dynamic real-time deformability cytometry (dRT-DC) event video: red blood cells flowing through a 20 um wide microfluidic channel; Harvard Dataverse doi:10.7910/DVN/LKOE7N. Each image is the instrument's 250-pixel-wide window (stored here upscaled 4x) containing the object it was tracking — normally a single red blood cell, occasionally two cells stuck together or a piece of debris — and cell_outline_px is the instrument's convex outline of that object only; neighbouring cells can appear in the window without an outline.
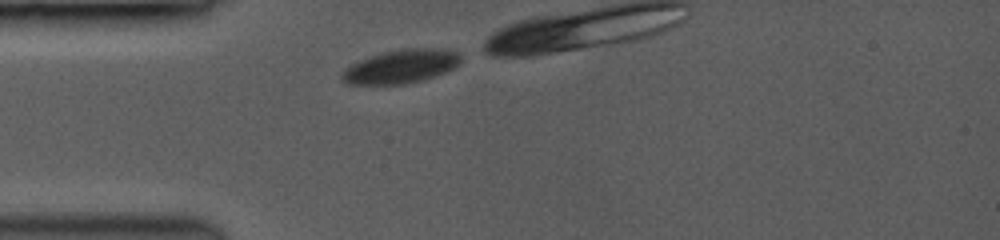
{"species": "common noctule bat (a hibernating species)", "species_latin": "Nyctalus noctula", "temperature_condition": "room temperature", "stored_images_in_passage": 9, "camera_frame_rate_fps": 3500, "um_per_image_px": 0.085, "animal": {"sex": "female", "body_mass_g": 19.0, "forearm_length_mm": 53.3}, "frame": {"image": 1, "passage_image": 1, "time_ms": 0.0, "image_size_px": [1000, 240], "cell_outline_px": [[460, 60], [452, 68], [444, 72], [420, 80], [396, 84], [352, 84], [344, 80], [344, 72], [352, 64], [372, 56], [384, 52], [408, 48], [436, 48], [456, 52], [460, 56]], "centroid_in_image_um": [34.11, 5.63], "position_along_channel_um": 50.9, "area_um2": 22.14}}
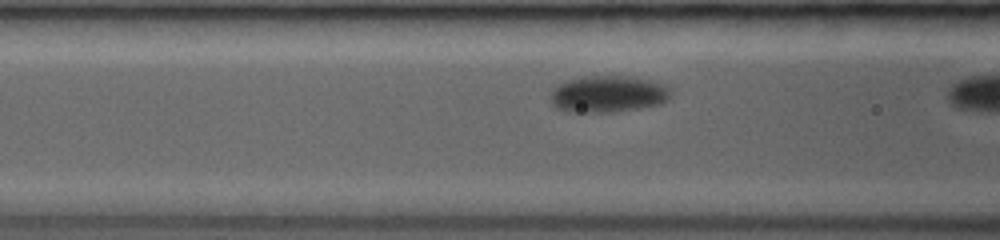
{"frame": {"image": 2, "passage_image": 8, "time_ms": 2.0, "image_size_px": [1000, 240], "cell_outline_px": [[668, 96], [660, 104], [636, 108], [608, 112], [572, 112], [560, 108], [552, 100], [552, 92], [560, 84], [568, 80], [592, 76], [628, 76], [648, 80], [660, 84], [668, 92]], "centroid_in_image_um": [51.65, 7.99], "position_along_channel_um": 114.9, "area_um2": 24.51}}